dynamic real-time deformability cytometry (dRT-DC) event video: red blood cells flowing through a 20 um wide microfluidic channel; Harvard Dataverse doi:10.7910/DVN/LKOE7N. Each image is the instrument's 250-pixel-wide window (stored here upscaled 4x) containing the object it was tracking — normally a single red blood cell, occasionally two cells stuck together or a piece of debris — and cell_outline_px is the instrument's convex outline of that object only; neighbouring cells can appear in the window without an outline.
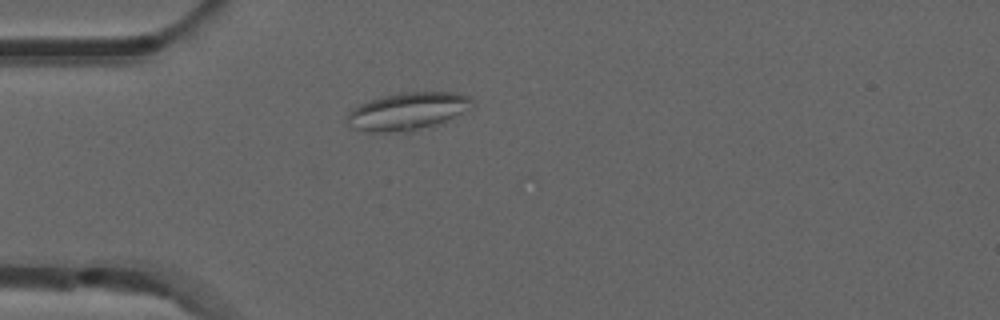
{"species": "common noctule bat (a hibernating species)", "species_latin": "Nyctalus noctula", "temperature_condition": "room temperature", "stored_images_in_passage": 4, "camera_frame_rate_fps": 3000, "um_per_image_px": 0.085, "animal": {"sex": "male", "forearm_length_mm": 52.5}, "frame": {"image": 1, "passage_image": 4, "time_ms": 1.0, "image_size_px": [1000, 320], "cell_outline_px": [[472, 108], [436, 124], [408, 132], [368, 132], [348, 128], [344, 120], [352, 108], [360, 104], [396, 92], [452, 92], [472, 96]], "centroid_in_image_um": [34.59, 9.46], "position_along_channel_um": 50.4, "area_um2": 27.57}}